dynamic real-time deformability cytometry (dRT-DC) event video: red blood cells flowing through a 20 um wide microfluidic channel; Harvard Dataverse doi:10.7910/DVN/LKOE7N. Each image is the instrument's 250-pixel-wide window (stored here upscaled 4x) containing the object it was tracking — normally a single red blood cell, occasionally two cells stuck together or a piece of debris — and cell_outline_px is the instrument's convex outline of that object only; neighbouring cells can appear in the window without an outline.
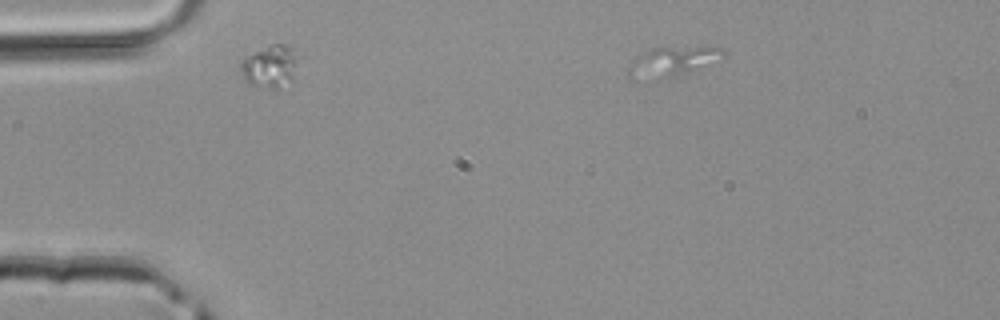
{"species": "common noctule bat (a hibernating species)", "species_latin": "Nyctalus noctula", "temperature_condition": "room temperature", "stored_images_in_passage": 1, "camera_frame_rate_fps": 3000, "um_per_image_px": 0.085, "animal": {"sex": "male", "body_mass_g": 20.4}, "frame": {"image": 1, "passage_image": 1, "time_ms": 0.0, "image_size_px": [1000, 320], "cell_outline_px": [[728, 52], [724, 56], [684, 72], [672, 76], [656, 80], [632, 80], [628, 76], [628, 68], [632, 60], [636, 56], [648, 48], [724, 48]], "centroid_in_image_um": [56.98, 5.25], "position_along_channel_um": 28.0, "area_um2": 15.78}}